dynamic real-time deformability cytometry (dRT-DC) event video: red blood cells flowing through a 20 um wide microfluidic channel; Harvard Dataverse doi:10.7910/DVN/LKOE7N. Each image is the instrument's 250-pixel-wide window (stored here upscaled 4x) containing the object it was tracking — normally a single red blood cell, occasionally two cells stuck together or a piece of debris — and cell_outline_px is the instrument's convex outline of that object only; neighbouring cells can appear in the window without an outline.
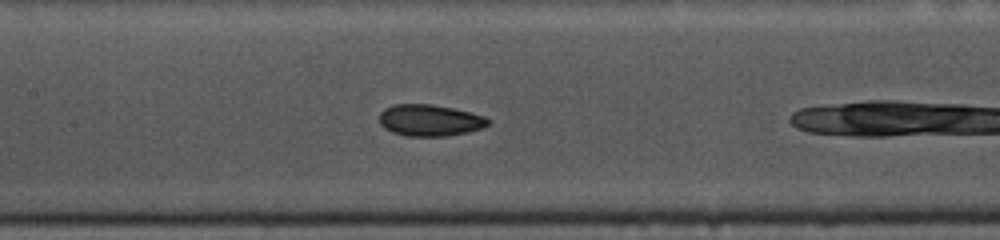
{"species": "common noctule bat (a hibernating species)", "species_latin": "Nyctalus noctula", "temperature_condition": "cold", "stored_images_in_passage": 19, "camera_frame_rate_fps": 3000, "um_per_image_px": 0.085, "animal": {"sex": "female", "body_mass_g": 10.0, "forearm_length_mm": 53.1}, "frame": {"image": 1, "passage_image": 11, "time_ms": 3.333, "image_size_px": [1000, 240], "cell_outline_px": [[488, 124], [480, 128], [468, 132], [444, 136], [408, 136], [392, 132], [384, 128], [380, 124], [380, 112], [384, 108], [392, 104], [432, 104], [452, 108], [484, 116], [488, 120]], "centroid_in_image_um": [36.47, 10.22], "position_along_channel_um": 170.9, "area_um2": 19.83}}
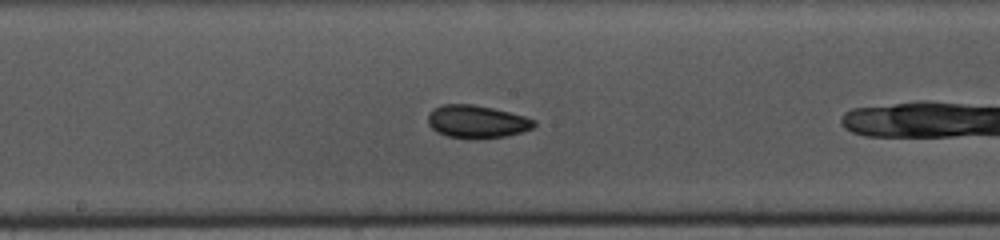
{"frame": {"image": 2, "passage_image": 14, "time_ms": 4.333, "image_size_px": [1000, 240], "cell_outline_px": [[536, 124], [532, 128], [520, 132], [504, 136], [448, 136], [436, 132], [428, 124], [428, 116], [432, 108], [440, 104], [472, 104], [492, 108], [524, 116], [536, 120]], "centroid_in_image_um": [40.49, 10.29], "position_along_channel_um": 207.7, "area_um2": 19.59}}
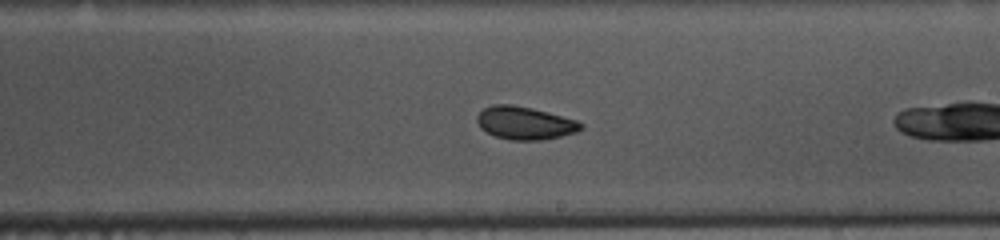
{"frame": {"image": 3, "passage_image": 17, "time_ms": 5.333, "image_size_px": [1000, 240], "cell_outline_px": [[584, 128], [576, 132], [544, 140], [508, 140], [496, 136], [480, 128], [476, 120], [476, 116], [484, 108], [492, 104], [512, 104], [532, 108], [548, 112], [576, 120], [584, 124]], "centroid_in_image_um": [44.61, 10.45], "position_along_channel_um": 244.4, "area_um2": 20.0}}